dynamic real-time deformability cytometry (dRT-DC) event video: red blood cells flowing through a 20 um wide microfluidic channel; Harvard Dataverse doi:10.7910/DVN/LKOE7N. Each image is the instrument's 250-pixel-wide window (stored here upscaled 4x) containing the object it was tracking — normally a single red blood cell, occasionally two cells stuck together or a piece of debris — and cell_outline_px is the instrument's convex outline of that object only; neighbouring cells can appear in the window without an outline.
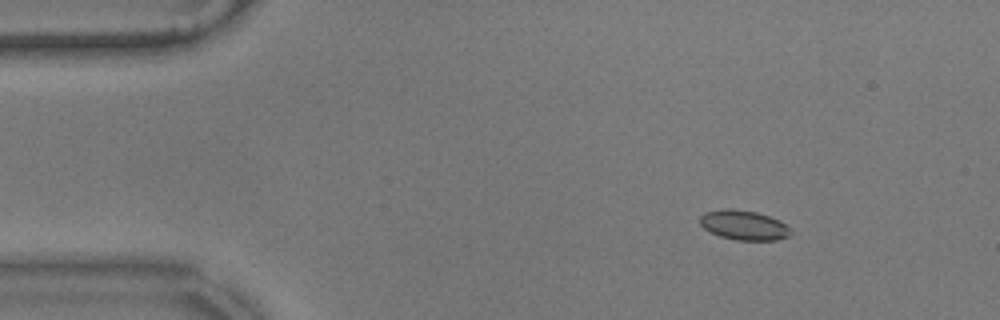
{"species": "common noctule bat (a hibernating species)", "species_latin": "Nyctalus noctula", "temperature_condition": "warm", "stored_images_in_passage": 50, "camera_frame_rate_fps": 3000, "um_per_image_px": 0.085, "animal": {"sex": "male", "body_mass_g": 17.9}, "frame": {"image": 1, "passage_image": 1, "time_ms": 0.0, "image_size_px": [1000, 320], "cell_outline_px": [[792, 236], [776, 240], [736, 240], [720, 236], [704, 228], [700, 224], [700, 216], [704, 212], [728, 208], [732, 208], [756, 212], [780, 220], [792, 232]], "centroid_in_image_um": [63.24, 19.14], "position_along_channel_um": 21.8, "area_um2": 15.66}}
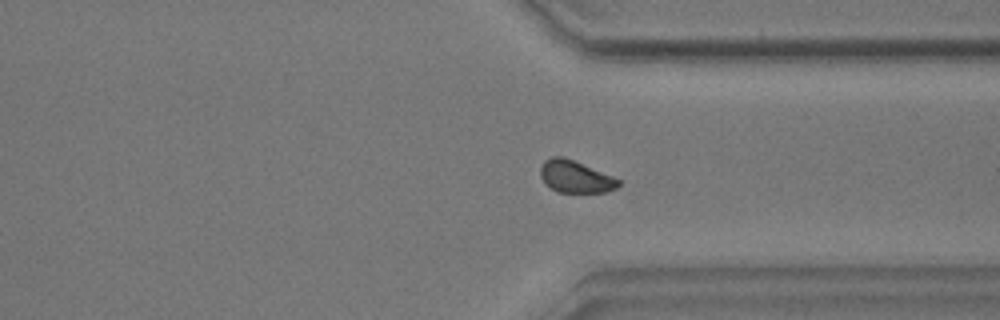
{"frame": {"image": 2, "passage_image": 36, "time_ms": 11.667, "image_size_px": [1000, 320], "cell_outline_px": [[620, 184], [616, 188], [604, 192], [556, 192], [544, 184], [540, 176], [540, 168], [544, 160], [552, 156], [564, 156], [612, 176], [620, 180]], "centroid_in_image_um": [48.86, 15.01], "position_along_channel_um": 362.5, "area_um2": 14.68}}
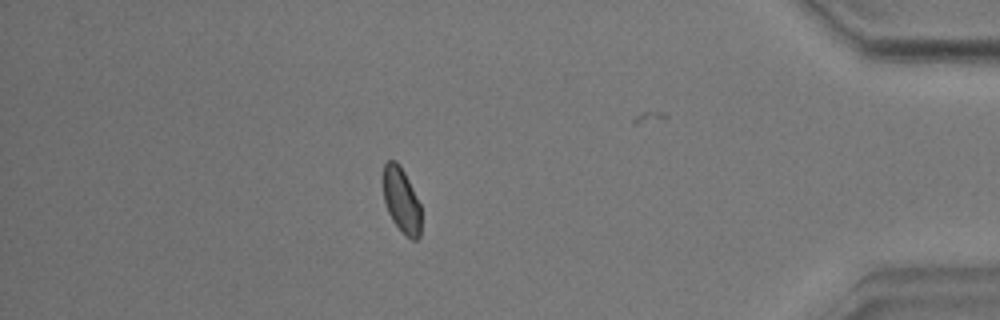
{"frame": {"image": 3, "passage_image": 43, "time_ms": 14.0, "image_size_px": [1000, 320], "cell_outline_px": [[420, 236], [416, 240], [412, 240], [404, 236], [400, 232], [392, 220], [388, 212], [384, 200], [380, 180], [384, 164], [388, 160], [396, 160], [400, 164], [420, 204]], "centroid_in_image_um": [34.07, 17.01], "position_along_channel_um": 401.1, "area_um2": 14.91}, "authors_computed_cell_mechanics": {"area_um2": 15.2014, "velocity_mm_per_s": 3.527, "shape_relaxation_time_tau1_ms": 11.1511, "shape_relaxation_time_tau2_ms": 1.631, "deformation_change_tau1": 0.1016, "deformation_change_tau2": 0.0514}}